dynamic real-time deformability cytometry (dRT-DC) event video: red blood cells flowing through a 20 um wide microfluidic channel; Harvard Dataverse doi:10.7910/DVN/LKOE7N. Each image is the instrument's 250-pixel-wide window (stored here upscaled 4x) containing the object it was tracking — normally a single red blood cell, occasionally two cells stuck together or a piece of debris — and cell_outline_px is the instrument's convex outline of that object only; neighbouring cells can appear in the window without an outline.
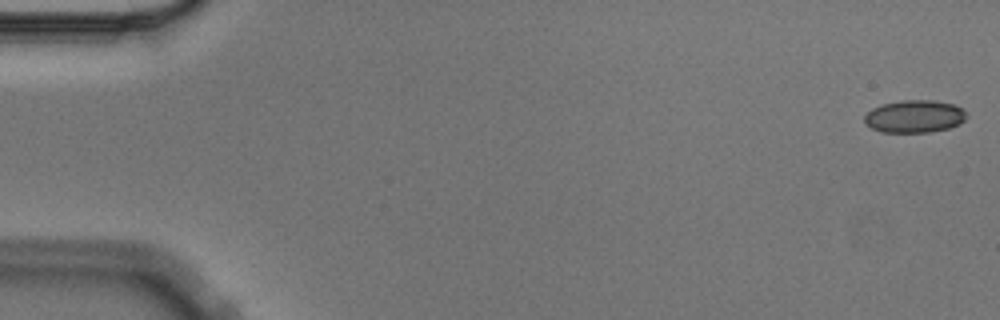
{"species": "Egyptian fruit bat (a non-hibernating species)", "species_latin": "Rousettus aegyptiacus", "temperature_condition": "cold", "stored_images_in_passage": 4, "camera_frame_rate_fps": 3000, "um_per_image_px": 0.085, "animal": {"sex": "male"}, "frame": {"image": 1, "passage_image": 1, "time_ms": 0.0, "image_size_px": [1000, 320], "cell_outline_px": [[968, 116], [960, 124], [948, 128], [928, 132], [880, 132], [872, 128], [864, 120], [864, 116], [872, 108], [884, 104], [900, 100], [932, 100], [952, 104], [960, 108]], "centroid_in_image_um": [77.73, 9.89], "position_along_channel_um": 7.3, "area_um2": 19.19}}
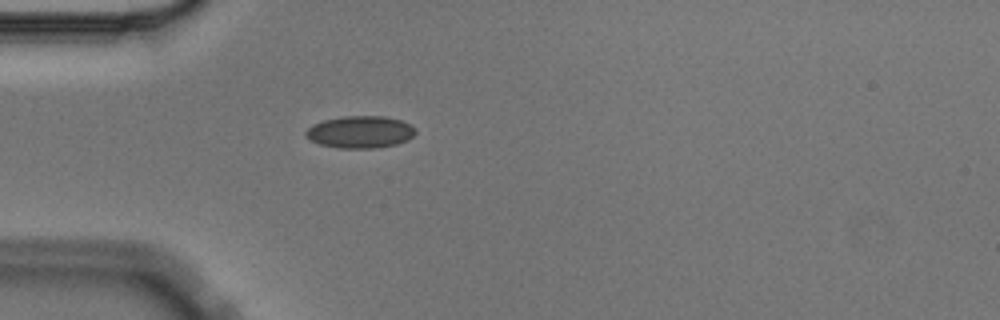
{"frame": {"image": 2, "passage_image": 4, "time_ms": 1.0, "image_size_px": [1000, 320], "cell_outline_px": [[416, 132], [408, 140], [396, 144], [376, 148], [336, 148], [320, 144], [304, 136], [304, 132], [312, 124], [324, 120], [344, 116], [384, 116], [400, 120], [416, 128]], "centroid_in_image_um": [30.6, 11.22], "position_along_channel_um": 54.4, "area_um2": 20.58}}